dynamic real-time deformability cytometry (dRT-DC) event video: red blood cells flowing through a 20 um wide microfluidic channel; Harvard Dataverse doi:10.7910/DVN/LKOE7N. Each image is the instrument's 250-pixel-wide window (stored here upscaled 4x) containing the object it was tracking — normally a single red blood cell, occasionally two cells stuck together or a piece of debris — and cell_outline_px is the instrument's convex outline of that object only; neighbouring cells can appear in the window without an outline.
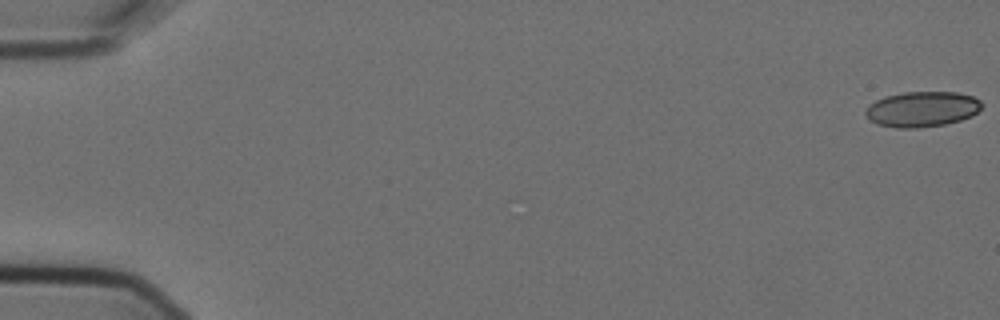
{"species": "Egyptian fruit bat (a non-hibernating species)", "species_latin": "Rousettus aegyptiacus", "temperature_condition": "cold", "stored_images_in_passage": 6, "camera_frame_rate_fps": 3000, "um_per_image_px": 0.085, "animal": {"sex": "female"}, "frame": {"image": 1, "passage_image": 1, "time_ms": 0.0, "image_size_px": [1000, 320], "cell_outline_px": [[984, 104], [972, 116], [960, 120], [944, 124], [916, 128], [896, 128], [876, 124], [864, 112], [868, 104], [884, 96], [904, 92], [956, 92], [972, 96], [980, 100]], "centroid_in_image_um": [78.37, 9.27], "position_along_channel_um": 6.6, "area_um2": 23.99}}
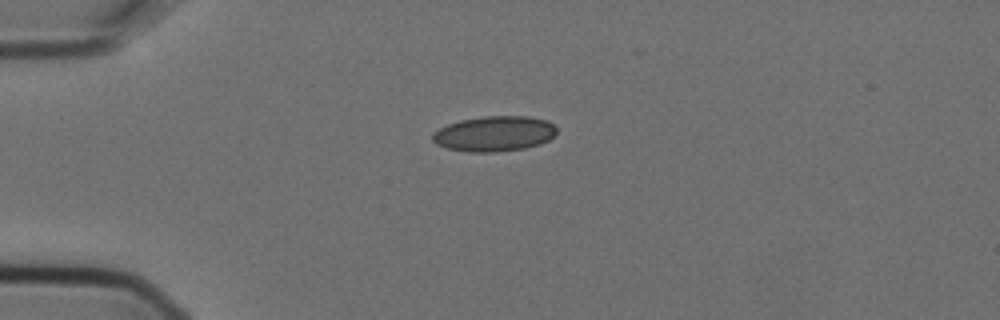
{"frame": {"image": 2, "passage_image": 5, "time_ms": 1.333, "image_size_px": [1000, 320], "cell_outline_px": [[556, 132], [548, 140], [540, 144], [524, 148], [492, 152], [468, 152], [448, 148], [436, 144], [432, 140], [432, 136], [440, 128], [448, 124], [460, 120], [484, 116], [528, 116], [548, 120], [556, 128]], "centroid_in_image_um": [42.02, 11.36], "position_along_channel_um": 43.0, "area_um2": 25.37}}